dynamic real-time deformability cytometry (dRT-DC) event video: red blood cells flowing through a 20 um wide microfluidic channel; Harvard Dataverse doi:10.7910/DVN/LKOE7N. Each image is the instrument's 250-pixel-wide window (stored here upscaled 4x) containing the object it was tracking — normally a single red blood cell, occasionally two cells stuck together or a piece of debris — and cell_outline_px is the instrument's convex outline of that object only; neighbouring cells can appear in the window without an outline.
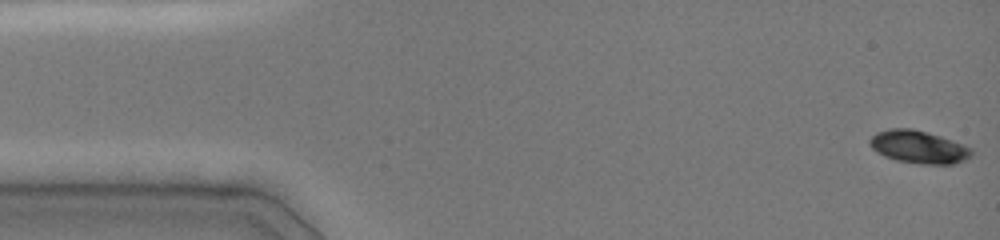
{"species": "common noctule bat (a hibernating species)", "species_latin": "Nyctalus noctula", "temperature_condition": "cold", "stored_images_in_passage": 47, "camera_frame_rate_fps": 3000, "um_per_image_px": 0.085, "animal": {"sex": "female", "body_mass_g": 19.0, "forearm_length_mm": 51.5}, "frame": {"image": 1, "passage_image": 1, "time_ms": 0.0, "image_size_px": [1000, 240], "cell_outline_px": [[972, 156], [956, 164], [920, 164], [896, 160], [884, 156], [876, 152], [868, 144], [868, 140], [876, 132], [888, 128], [912, 128], [928, 132], [952, 140], [972, 148]], "centroid_in_image_um": [78.06, 12.49], "position_along_channel_um": 6.9, "area_um2": 19.65}}
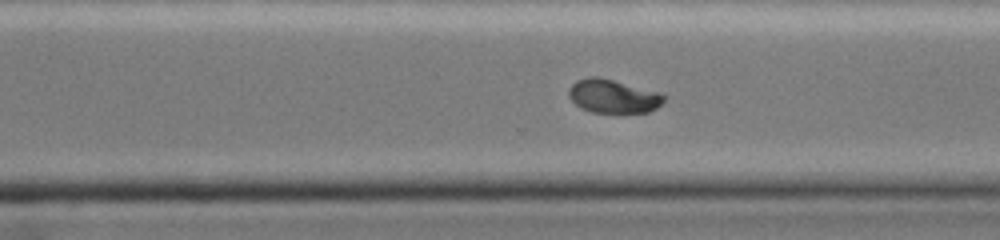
{"frame": {"image": 2, "passage_image": 33, "time_ms": 10.667, "image_size_px": [1000, 240], "cell_outline_px": [[668, 96], [656, 108], [648, 112], [592, 112], [580, 108], [568, 96], [568, 88], [576, 80], [588, 76], [596, 76], [660, 92]], "centroid_in_image_um": [52.1, 8.17], "position_along_channel_um": 318.5, "area_um2": 18.61}}
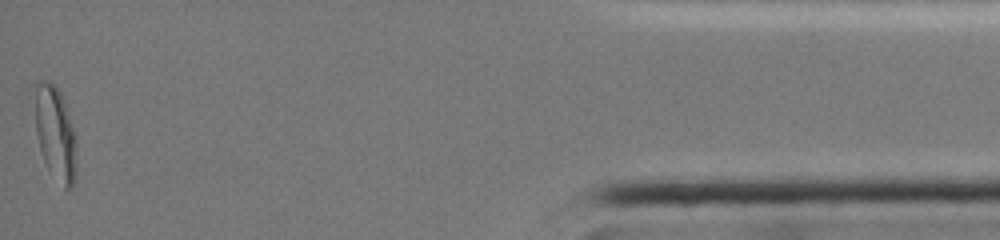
{"frame": {"image": 3, "passage_image": 47, "time_ms": 15.333, "image_size_px": [1000, 240], "cell_outline_px": [[76, 172], [72, 184], [68, 188], [64, 188], [48, 168], [44, 160], [40, 148], [36, 132], [28, 92], [32, 84], [36, 80], [44, 80], [52, 84], [60, 92], [64, 100], [76, 136]], "centroid_in_image_um": [4.6, 11.14], "position_along_channel_um": 430.6, "area_um2": 23.87}, "authors_computed_cell_mechanics": {"area_um2": 19.652, "velocity_mm_per_s": 4.0459, "shape_relaxation_time_tau1_ms": null, "shape_relaxation_time_tau2_ms": 2.0614, "deformation_change_tau1": null, "deformation_change_tau2": 0.0352}}